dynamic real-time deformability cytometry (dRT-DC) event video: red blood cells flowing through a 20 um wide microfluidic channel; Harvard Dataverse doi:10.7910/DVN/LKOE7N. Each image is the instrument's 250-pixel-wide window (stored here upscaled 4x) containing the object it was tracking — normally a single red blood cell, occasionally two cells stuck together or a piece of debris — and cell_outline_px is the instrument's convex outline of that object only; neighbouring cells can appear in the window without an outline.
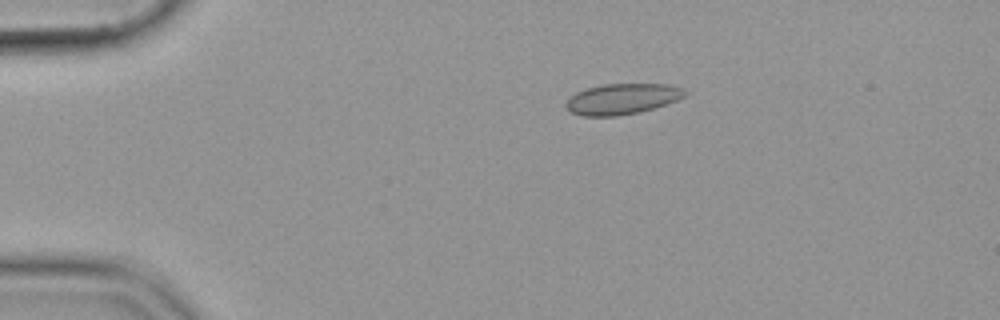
{"species": "common noctule bat (a hibernating species)", "species_latin": "Nyctalus noctula", "temperature_condition": "cold", "stored_images_in_passage": 8, "camera_frame_rate_fps": 3000, "um_per_image_px": 0.085, "animal": {"sex": "female", "body_mass_g": 19.9}, "frame": {"image": 1, "passage_image": 1, "time_ms": 0.0, "image_size_px": [1000, 320], "cell_outline_px": [[688, 92], [684, 96], [676, 100], [640, 112], [616, 116], [584, 116], [572, 112], [564, 108], [564, 104], [576, 92], [588, 88], [604, 84], [668, 84], [684, 88]], "centroid_in_image_um": [52.88, 8.41], "position_along_channel_um": 32.1, "area_um2": 21.15}}